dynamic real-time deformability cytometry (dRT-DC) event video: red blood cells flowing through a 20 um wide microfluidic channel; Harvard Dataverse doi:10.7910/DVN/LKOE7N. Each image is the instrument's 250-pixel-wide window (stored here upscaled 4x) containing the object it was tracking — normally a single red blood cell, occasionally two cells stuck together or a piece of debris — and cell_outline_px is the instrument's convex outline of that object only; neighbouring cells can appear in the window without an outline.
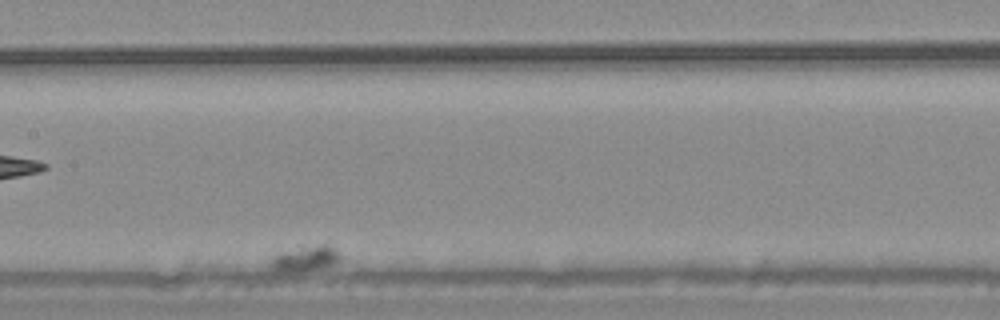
{"species": "common noctule bat (a hibernating species)", "species_latin": "Nyctalus noctula", "temperature_condition": "warm", "stored_images_in_passage": 67, "camera_frame_rate_fps": 3000, "um_per_image_px": 0.085, "animal": {"sex": "male", "body_mass_g": 20.4}, "frame": {"image": 1, "passage_image": 27, "time_ms": 8.667, "image_size_px": [1000, 320], "cell_outline_px": [[344, 260], [332, 264], [300, 272], [272, 268], [268, 264], [276, 256], [284, 252], [296, 248], [320, 244], [328, 244], [336, 248], [344, 256]], "centroid_in_image_um": [26.1, 21.94], "position_along_channel_um": 181.3, "area_um2": 10.06}}
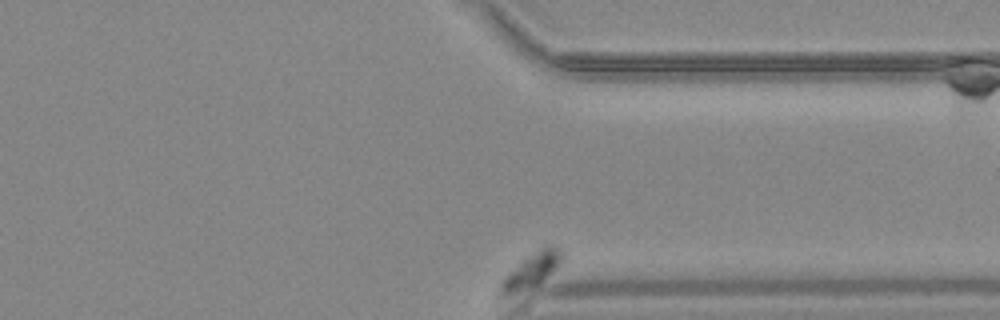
{"frame": {"image": 2, "passage_image": 67, "time_ms": 22.0, "image_size_px": [1000, 320], "cell_outline_px": [[564, 256], [536, 284], [528, 288], [504, 296], [500, 296], [500, 280], [508, 272], [540, 248], [548, 244], [556, 248]], "centroid_in_image_um": [45.07, 22.99], "position_along_channel_um": 366.3, "area_um2": 11.27}}